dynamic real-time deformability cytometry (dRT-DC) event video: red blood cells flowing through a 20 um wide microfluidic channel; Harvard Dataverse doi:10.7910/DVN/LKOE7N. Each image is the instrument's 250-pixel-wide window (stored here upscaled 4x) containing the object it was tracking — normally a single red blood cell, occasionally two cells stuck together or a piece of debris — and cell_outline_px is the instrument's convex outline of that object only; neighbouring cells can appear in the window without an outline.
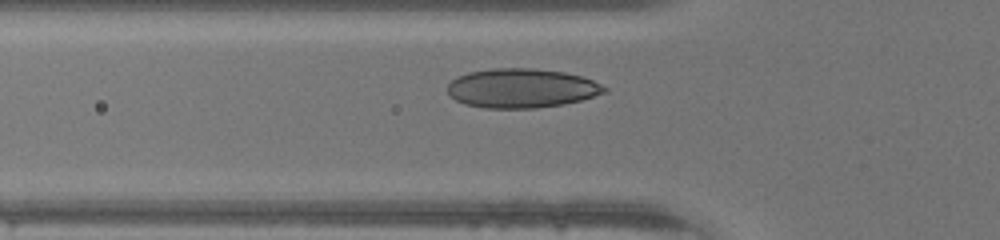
{"species": "human", "species_latin": "Homo sapiens", "temperature_condition": "warm", "stored_images_in_passage": 30, "camera_frame_rate_fps": 3000, "um_per_image_px": 0.085, "donor": {"sex": "male"}, "frame": {"image": 1, "passage_image": 8, "time_ms": 2.333, "image_size_px": [1000, 240], "cell_outline_px": [[608, 92], [580, 100], [564, 104], [536, 108], [484, 108], [464, 104], [456, 100], [448, 92], [448, 84], [456, 76], [468, 72], [492, 68], [532, 68], [564, 72], [580, 76], [592, 80], [608, 88]], "centroid_in_image_um": [44.32, 7.5], "position_along_channel_um": 81.5, "area_um2": 35.95}}
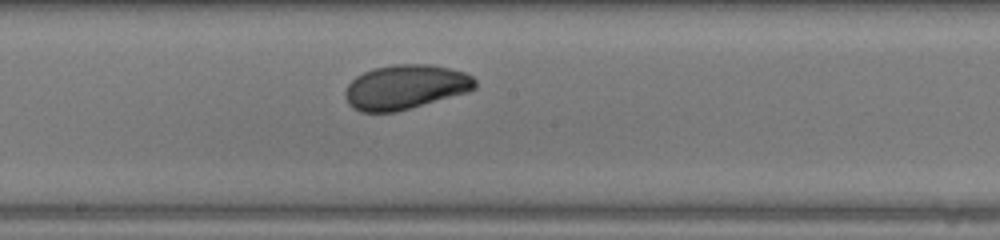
{"frame": {"image": 2, "passage_image": 17, "time_ms": 5.333, "image_size_px": [1000, 240], "cell_outline_px": [[476, 88], [468, 92], [396, 112], [360, 112], [352, 108], [348, 104], [344, 96], [344, 92], [348, 84], [356, 76], [372, 68], [396, 64], [428, 64], [452, 68], [464, 72], [472, 76], [476, 80]], "centroid_in_image_um": [34.45, 7.4], "position_along_channel_um": 213.8, "area_um2": 33.93}}
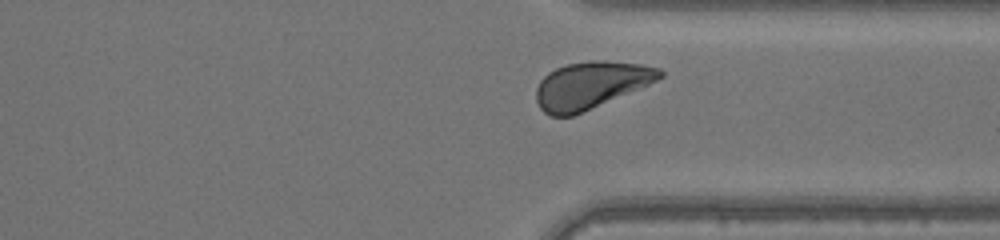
{"frame": {"image": 3, "passage_image": 27, "time_ms": 8.667, "image_size_px": [1000, 240], "cell_outline_px": [[664, 76], [640, 88], [572, 116], [552, 116], [544, 112], [540, 108], [536, 100], [536, 88], [540, 80], [548, 72], [564, 64], [588, 60], [604, 60], [640, 64], [660, 68], [664, 72]], "centroid_in_image_um": [50.19, 7.22], "position_along_channel_um": 361.2, "area_um2": 33.81}}